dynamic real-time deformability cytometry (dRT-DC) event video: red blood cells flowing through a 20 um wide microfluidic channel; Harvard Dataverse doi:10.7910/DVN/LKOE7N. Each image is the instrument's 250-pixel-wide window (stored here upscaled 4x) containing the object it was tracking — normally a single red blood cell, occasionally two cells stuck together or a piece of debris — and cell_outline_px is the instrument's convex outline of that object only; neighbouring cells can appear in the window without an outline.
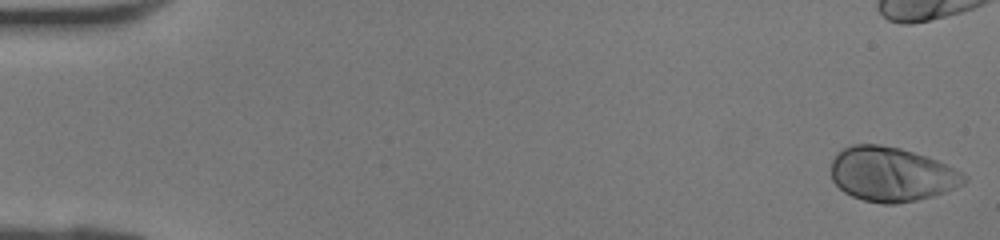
{"species": "human", "species_latin": "Homo sapiens", "temperature_condition": "room temperature", "stored_images_in_passage": 33, "camera_frame_rate_fps": 3000, "um_per_image_px": 0.085, "donor": {"sex": "female"}, "frame": {"image": 1, "passage_image": 1, "time_ms": 0.0, "image_size_px": [1000, 240], "cell_outline_px": [[968, 180], [964, 184], [944, 192], [932, 196], [916, 200], [896, 204], [880, 204], [864, 200], [852, 196], [844, 192], [832, 180], [832, 160], [836, 152], [852, 144], [880, 144], [900, 148], [936, 160], [968, 176]], "centroid_in_image_um": [75.76, 14.81], "position_along_channel_um": 9.2, "area_um2": 42.02}}
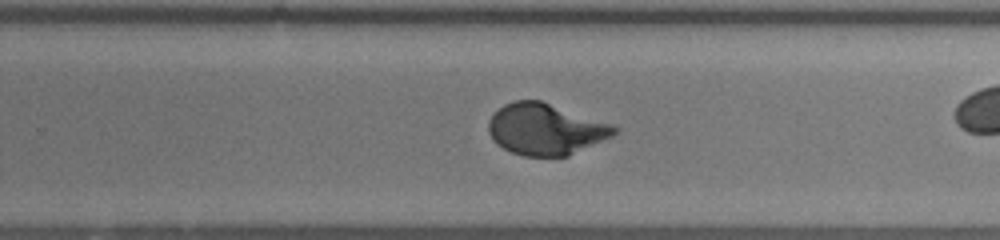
{"frame": {"image": 2, "passage_image": 27, "time_ms": 8.667, "image_size_px": [1000, 240], "cell_outline_px": [[620, 132], [612, 136], [568, 156], [524, 156], [512, 152], [496, 144], [492, 140], [488, 132], [488, 120], [504, 104], [516, 100], [540, 100], [616, 124], [620, 128]], "centroid_in_image_um": [46.42, 10.97], "position_along_channel_um": 283.4, "area_um2": 37.97}}
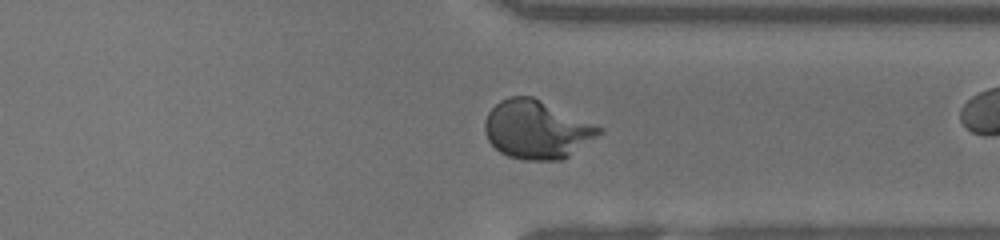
{"frame": {"image": 3, "passage_image": 32, "time_ms": 10.333, "image_size_px": [1000, 240], "cell_outline_px": [[604, 132], [564, 160], [524, 160], [508, 156], [500, 152], [488, 140], [484, 132], [484, 120], [488, 112], [500, 100], [508, 96], [532, 96], [596, 124], [604, 128]], "centroid_in_image_um": [45.64, 11.02], "position_along_channel_um": 365.8, "area_um2": 39.19}}